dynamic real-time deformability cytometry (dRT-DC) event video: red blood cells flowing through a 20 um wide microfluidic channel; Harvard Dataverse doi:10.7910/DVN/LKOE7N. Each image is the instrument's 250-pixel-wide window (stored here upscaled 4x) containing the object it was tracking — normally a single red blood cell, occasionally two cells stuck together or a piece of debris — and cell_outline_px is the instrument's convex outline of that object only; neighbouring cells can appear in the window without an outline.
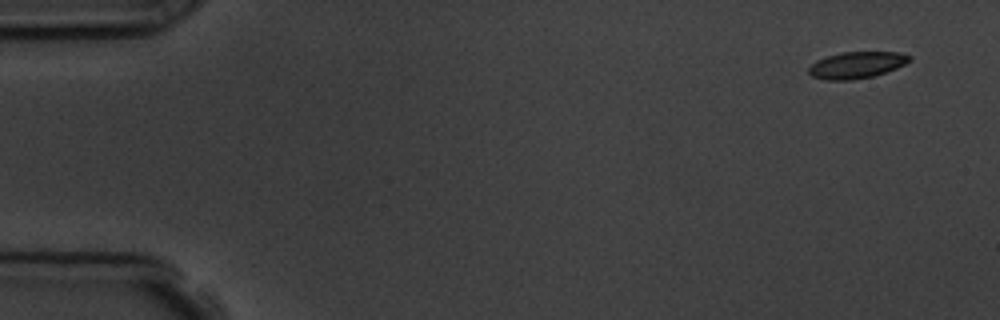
{"species": "common noctule bat (a hibernating species)", "species_latin": "Nyctalus noctula", "temperature_condition": "room temperature", "stored_images_in_passage": 4, "camera_frame_rate_fps": 3000, "um_per_image_px": 0.085, "animal": {"sex": "male", "body_mass_g": 19.5, "forearm_length_mm": 54.6}, "frame": {"image": 1, "passage_image": 1, "time_ms": 0.0, "image_size_px": [1000, 320], "cell_outline_px": [[912, 60], [896, 68], [872, 76], [852, 80], [824, 80], [812, 76], [808, 72], [808, 68], [816, 60], [828, 56], [844, 52], [900, 52], [912, 56]], "centroid_in_image_um": [72.81, 5.52], "position_along_channel_um": 12.2, "area_um2": 15.55}}
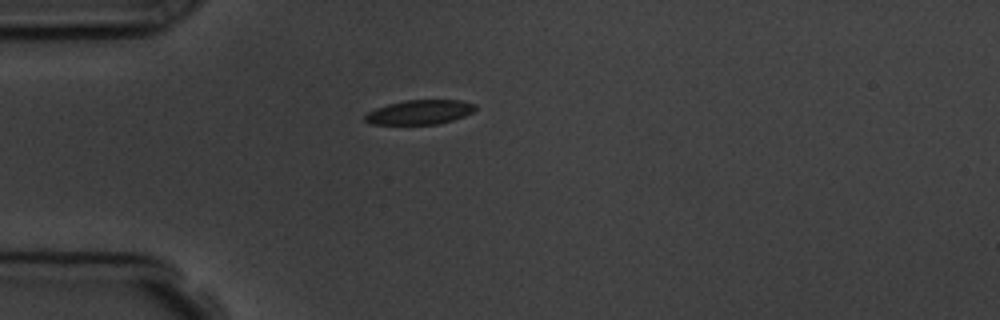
{"frame": {"image": 2, "passage_image": 4, "time_ms": 4.0, "image_size_px": [1000, 320], "cell_outline_px": [[476, 108], [472, 112], [464, 116], [452, 120], [436, 124], [372, 124], [364, 120], [364, 116], [368, 112], [376, 108], [388, 104], [404, 100], [460, 100], [476, 104]], "centroid_in_image_um": [35.67, 9.53], "position_along_channel_um": 49.3, "area_um2": 15.61}}